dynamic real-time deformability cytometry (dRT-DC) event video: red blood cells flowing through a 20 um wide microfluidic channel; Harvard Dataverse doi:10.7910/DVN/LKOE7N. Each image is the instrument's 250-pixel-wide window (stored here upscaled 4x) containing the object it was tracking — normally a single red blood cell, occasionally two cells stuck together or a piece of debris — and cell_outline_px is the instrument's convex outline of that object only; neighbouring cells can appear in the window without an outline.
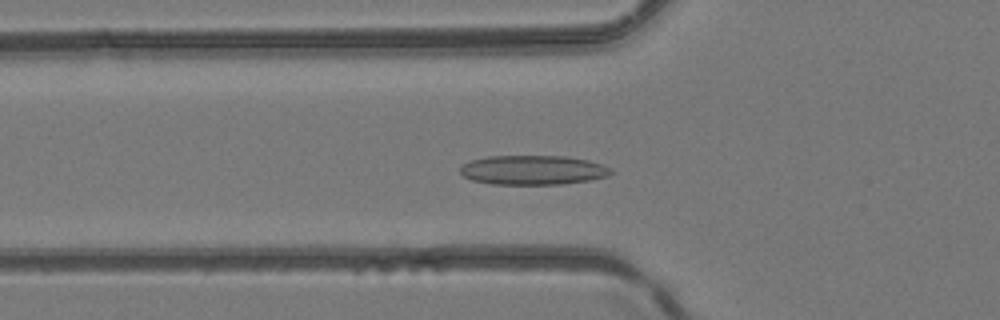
{"species": "common noctule bat (a hibernating species)", "species_latin": "Nyctalus noctula", "temperature_condition": "room temperature", "stored_images_in_passage": 40, "camera_frame_rate_fps": 3000, "um_per_image_px": 0.085, "animal": {"sex": "female", "body_mass_g": 24.6, "forearm_length_mm": 56.2}, "frame": {"image": 1, "passage_image": 9, "time_ms": 2.667, "image_size_px": [1000, 320], "cell_outline_px": [[612, 172], [608, 176], [588, 180], [560, 184], [492, 184], [472, 180], [464, 176], [460, 172], [460, 168], [464, 164], [472, 160], [488, 156], [564, 156], [588, 160], [604, 164], [612, 168]], "centroid_in_image_um": [45.32, 14.45], "position_along_channel_um": 80.5, "area_um2": 25.78}}
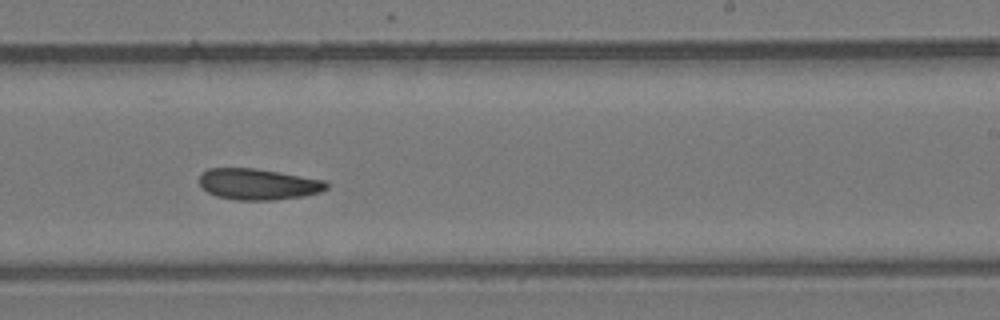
{"frame": {"image": 2, "passage_image": 22, "time_ms": 7.0, "image_size_px": [1000, 320], "cell_outline_px": [[328, 188], [320, 192], [304, 196], [272, 200], [236, 200], [216, 196], [208, 192], [200, 184], [200, 176], [208, 168], [252, 168], [280, 172], [324, 180], [328, 184]], "centroid_in_image_um": [21.96, 15.66], "position_along_channel_um": 267.0, "area_um2": 22.95}}
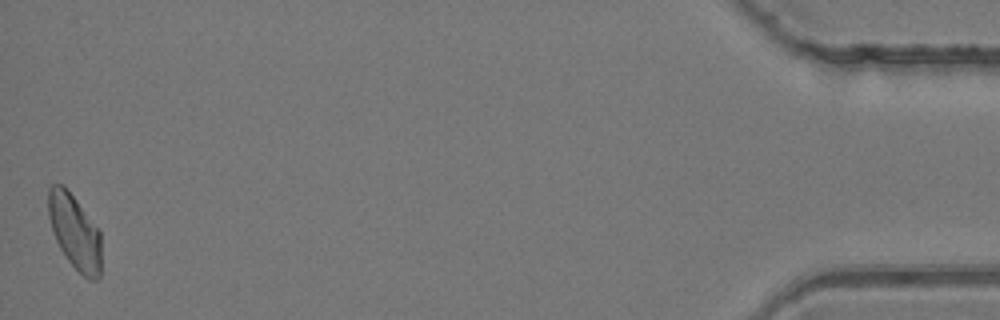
{"frame": {"image": 3, "passage_image": 40, "time_ms": 13.0, "image_size_px": [1000, 320], "cell_outline_px": [[100, 276], [96, 280], [88, 280], [68, 260], [60, 248], [56, 240], [48, 216], [48, 188], [52, 184], [64, 184], [100, 232]], "centroid_in_image_um": [6.33, 19.69], "position_along_channel_um": 428.9, "area_um2": 22.72}}